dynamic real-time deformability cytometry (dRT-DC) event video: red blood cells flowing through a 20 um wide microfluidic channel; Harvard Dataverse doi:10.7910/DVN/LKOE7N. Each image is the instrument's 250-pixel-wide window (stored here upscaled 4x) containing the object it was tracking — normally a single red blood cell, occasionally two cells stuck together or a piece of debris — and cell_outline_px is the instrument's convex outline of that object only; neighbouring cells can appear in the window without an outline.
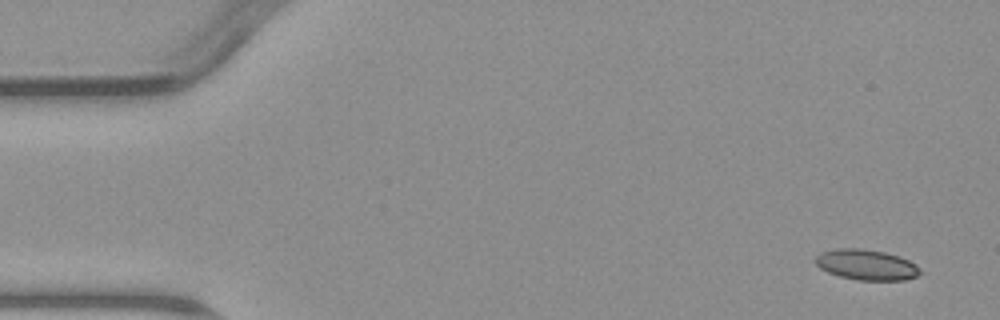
{"species": "common noctule bat (a hibernating species)", "species_latin": "Nyctalus noctula", "temperature_condition": "warm", "stored_images_in_passage": 5, "camera_frame_rate_fps": 3000, "um_per_image_px": 0.085, "animal": {"sex": "male", "body_mass_g": 23.1, "forearm_length_mm": 52.7}, "frame": {"image": 1, "passage_image": 1, "time_ms": 0.0, "image_size_px": [1000, 320], "cell_outline_px": [[920, 272], [916, 276], [904, 280], [856, 280], [840, 276], [828, 272], [820, 268], [816, 264], [816, 256], [820, 252], [836, 248], [860, 248], [884, 252], [900, 256], [916, 264], [920, 268]], "centroid_in_image_um": [73.64, 22.49], "position_along_channel_um": 11.4, "area_um2": 18.61}}
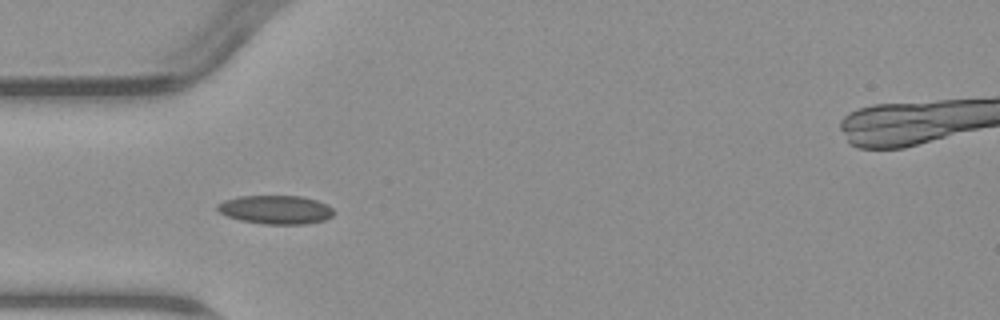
{"frame": {"image": 2, "passage_image": 4, "time_ms": 4.667, "image_size_px": [1000, 320], "cell_outline_px": [[336, 212], [332, 216], [324, 220], [304, 224], [264, 224], [240, 220], [228, 216], [220, 212], [216, 208], [216, 204], [224, 200], [240, 196], [300, 196], [316, 200], [328, 204]], "centroid_in_image_um": [23.45, 17.82], "position_along_channel_um": 61.6, "area_um2": 19.48}}
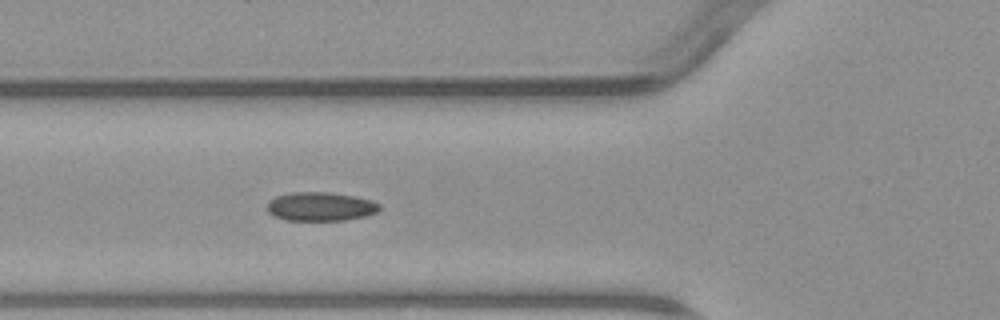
{"frame": {"image": 3, "passage_image": 5, "time_ms": 5.667, "image_size_px": [1000, 320], "cell_outline_px": [[380, 212], [368, 216], [344, 220], [284, 220], [268, 212], [268, 204], [276, 196], [292, 192], [328, 192], [356, 196], [372, 200], [380, 204]], "centroid_in_image_um": [27.32, 17.55], "position_along_channel_um": 98.5, "area_um2": 18.96}}